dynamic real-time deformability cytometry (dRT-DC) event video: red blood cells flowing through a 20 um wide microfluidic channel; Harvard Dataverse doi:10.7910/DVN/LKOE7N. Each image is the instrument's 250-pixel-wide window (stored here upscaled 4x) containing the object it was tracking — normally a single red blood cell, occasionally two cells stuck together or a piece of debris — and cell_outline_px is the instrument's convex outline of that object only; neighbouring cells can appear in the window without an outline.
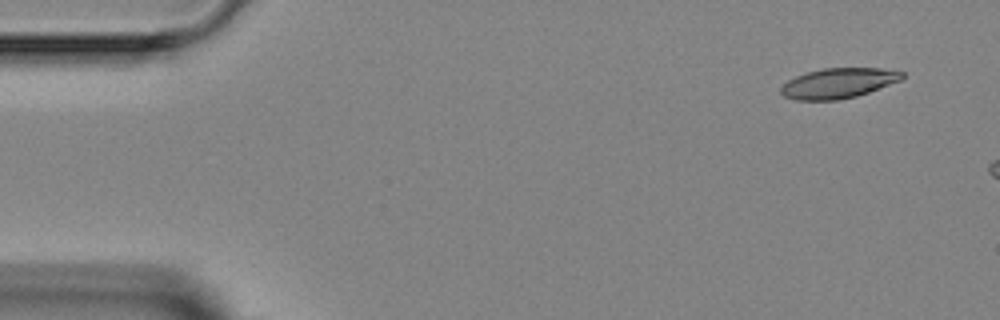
{"species": "Egyptian fruit bat (a non-hibernating species)", "species_latin": "Rousettus aegyptiacus", "temperature_condition": "room temperature", "stored_images_in_passage": 5, "segment_of_instrument_passage": [1, 2], "camera_frame_rate_fps": 3000, "um_per_image_px": 0.085, "animal": {"sex": "female"}, "frame": {"image": 1, "passage_image": 1, "time_ms": 0.0, "image_size_px": [1000, 320], "cell_outline_px": [[904, 76], [900, 80], [868, 92], [856, 96], [840, 100], [796, 100], [784, 96], [780, 92], [780, 88], [788, 80], [796, 76], [808, 72], [824, 68], [880, 68], [904, 72]], "centroid_in_image_um": [71.24, 7.07], "position_along_channel_um": 13.8, "area_um2": 21.1}}
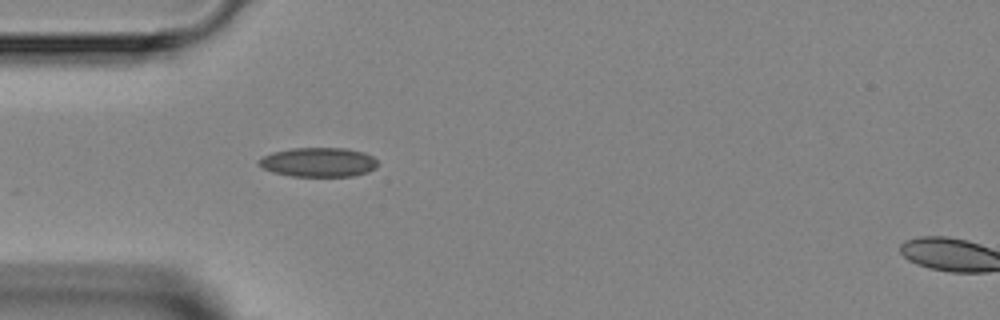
{"frame": {"image": 2, "passage_image": 4, "time_ms": 6.0, "image_size_px": [1000, 320], "cell_outline_px": [[376, 168], [368, 172], [352, 176], [292, 176], [272, 172], [256, 164], [256, 160], [272, 152], [292, 148], [344, 148], [364, 152], [372, 156], [376, 160]], "centroid_in_image_um": [27.04, 13.78], "position_along_channel_um": 58.0, "area_um2": 20.35}}